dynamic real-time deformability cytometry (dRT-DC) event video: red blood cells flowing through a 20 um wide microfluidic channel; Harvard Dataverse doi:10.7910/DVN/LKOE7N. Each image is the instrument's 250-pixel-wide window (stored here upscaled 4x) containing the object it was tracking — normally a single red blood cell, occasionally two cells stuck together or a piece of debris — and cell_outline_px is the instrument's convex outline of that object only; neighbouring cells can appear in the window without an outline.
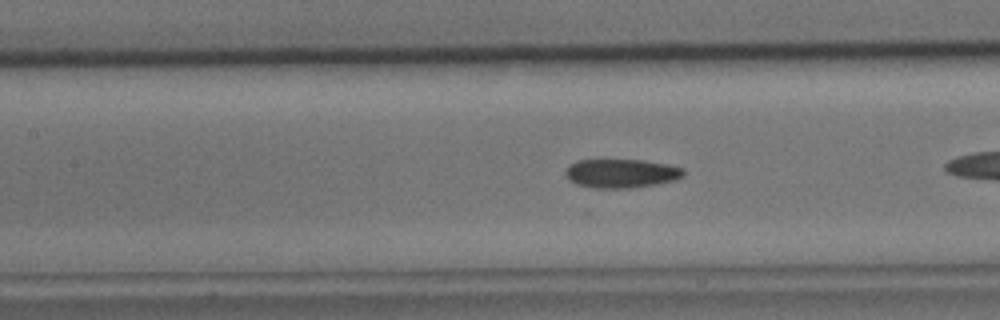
{"species": "common noctule bat (a hibernating species)", "species_latin": "Nyctalus noctula", "temperature_condition": "cold", "stored_images_in_passage": 31, "camera_frame_rate_fps": 3000, "um_per_image_px": 0.085, "animal": {"sex": "male", "body_mass_g": 15.6}, "frame": {"image": 1, "passage_image": 10, "time_ms": 3.0, "image_size_px": [1000, 320], "cell_outline_px": [[684, 176], [676, 180], [628, 188], [592, 188], [576, 184], [568, 180], [564, 172], [568, 164], [576, 160], [644, 160], [668, 164], [684, 168]], "centroid_in_image_um": [52.77, 14.73], "position_along_channel_um": 154.6, "area_um2": 20.0}}
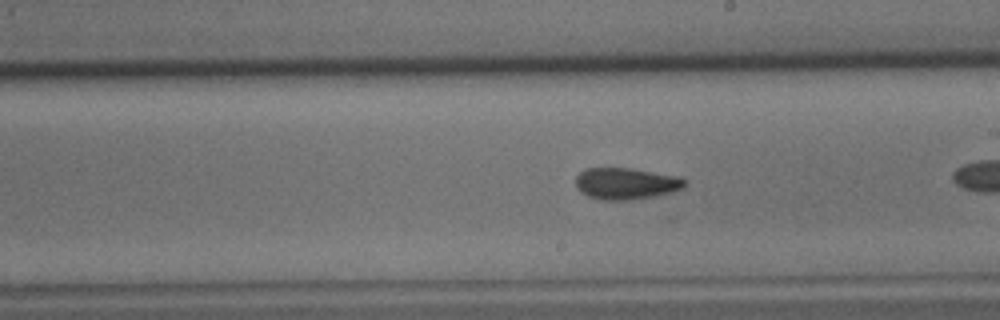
{"frame": {"image": 2, "passage_image": 17, "time_ms": 5.333, "image_size_px": [1000, 320], "cell_outline_px": [[688, 184], [684, 188], [672, 192], [656, 196], [628, 200], [600, 200], [588, 196], [580, 192], [576, 188], [576, 176], [584, 168], [632, 168], [680, 176], [688, 180]], "centroid_in_image_um": [53.25, 15.6], "position_along_channel_um": 235.8, "area_um2": 20.52}}
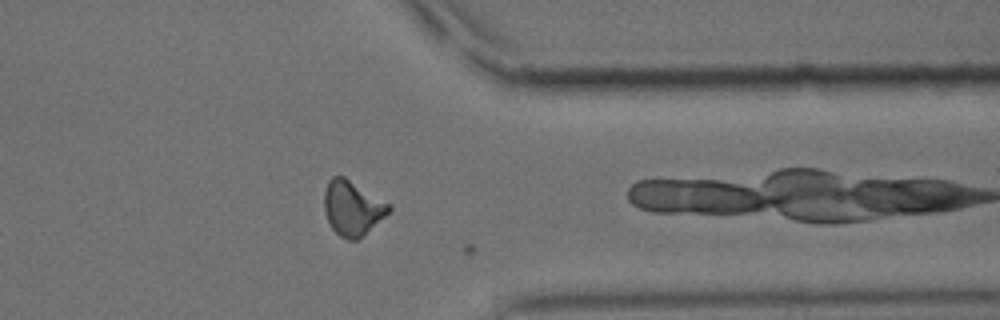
{"frame": {"image": 3, "passage_image": 30, "time_ms": 9.667, "image_size_px": [1000, 320], "cell_outline_px": [[392, 208], [384, 216], [356, 240], [348, 240], [340, 236], [332, 228], [328, 220], [324, 208], [324, 192], [328, 180], [332, 176], [344, 176], [392, 204]], "centroid_in_image_um": [29.95, 17.64], "position_along_channel_um": 381.5, "area_um2": 20.4}}